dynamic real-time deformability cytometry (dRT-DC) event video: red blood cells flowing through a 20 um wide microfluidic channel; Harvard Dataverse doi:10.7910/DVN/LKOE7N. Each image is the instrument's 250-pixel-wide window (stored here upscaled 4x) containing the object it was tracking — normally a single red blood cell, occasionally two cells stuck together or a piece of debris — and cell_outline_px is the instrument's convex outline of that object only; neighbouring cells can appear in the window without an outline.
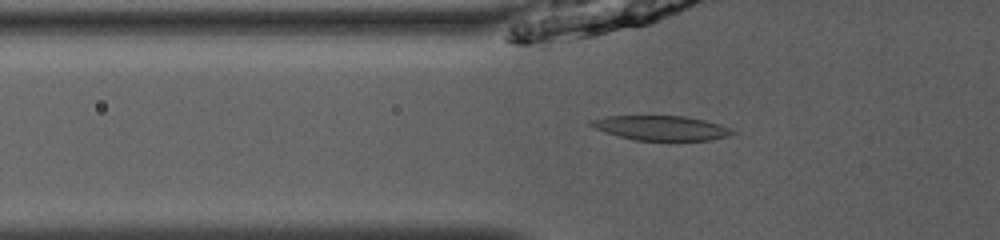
{"species": "common noctule bat (a hibernating species)", "species_latin": "Nyctalus noctula", "temperature_condition": "room temperature", "stored_images_in_passage": 34, "camera_frame_rate_fps": 3000, "um_per_image_px": 0.085, "animal": {"sex": "male", "body_mass_g": 13.0, "forearm_length_mm": 53.1}, "frame": {"image": 1, "passage_image": 3, "time_ms": 0.667, "image_size_px": [1000, 240], "cell_outline_px": [[736, 132], [724, 136], [708, 140], [636, 140], [604, 132], [588, 124], [588, 120], [604, 116], [684, 116], [704, 120], [720, 124]], "centroid_in_image_um": [56.12, 10.86], "position_along_channel_um": 69.7, "area_um2": 20.0}}
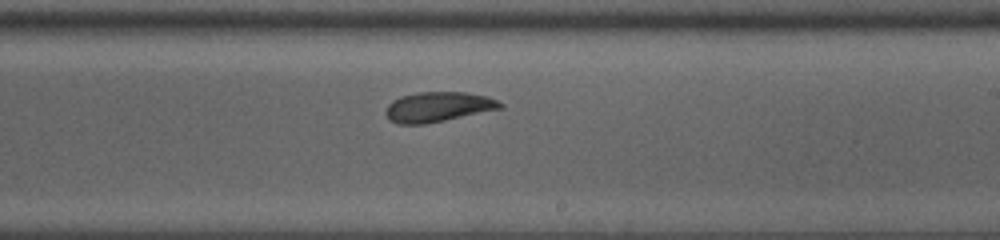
{"frame": {"image": 2, "passage_image": 17, "time_ms": 5.333, "image_size_px": [1000, 240], "cell_outline_px": [[504, 108], [424, 124], [400, 124], [388, 120], [384, 112], [388, 104], [392, 100], [400, 96], [420, 92], [464, 92], [488, 96], [504, 104]], "centroid_in_image_um": [37.22, 9.08], "position_along_channel_um": 251.8, "area_um2": 20.06}}
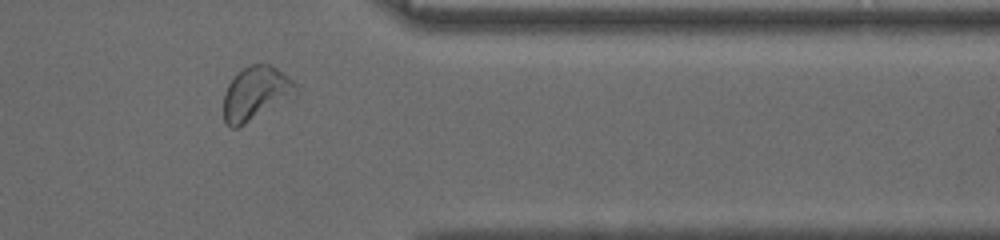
{"frame": {"image": 3, "passage_image": 28, "time_ms": 9.0, "image_size_px": [1000, 240], "cell_outline_px": [[300, 92], [244, 124], [236, 128], [232, 128], [224, 120], [224, 92], [228, 84], [236, 72], [252, 64], [268, 64], [276, 68], [292, 80], [296, 84]], "centroid_in_image_um": [21.73, 7.92], "position_along_channel_um": 389.7, "area_um2": 22.25}}